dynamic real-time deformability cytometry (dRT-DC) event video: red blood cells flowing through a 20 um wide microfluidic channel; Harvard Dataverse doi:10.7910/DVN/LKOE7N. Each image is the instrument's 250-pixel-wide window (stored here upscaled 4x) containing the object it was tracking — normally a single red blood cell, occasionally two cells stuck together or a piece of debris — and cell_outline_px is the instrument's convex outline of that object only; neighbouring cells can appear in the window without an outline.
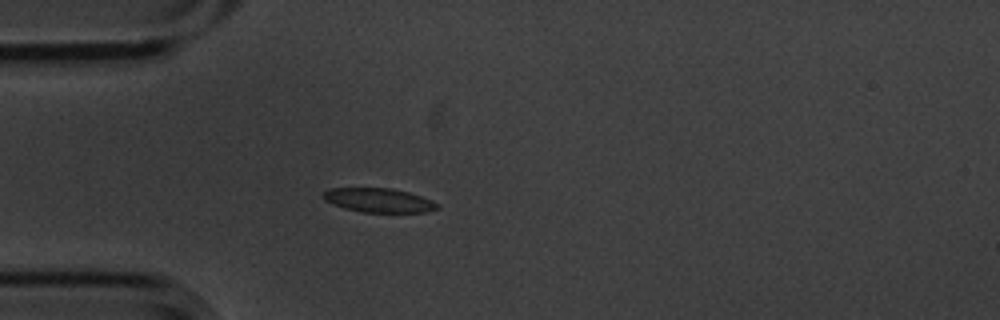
{"species": "common noctule bat (a hibernating species)", "species_latin": "Nyctalus noctula", "temperature_condition": "cold", "stored_images_in_passage": 2, "camera_frame_rate_fps": 3000, "um_per_image_px": 0.085, "animal": {"sex": "male", "body_mass_g": 20.1, "forearm_length_mm": 53.5}, "frame": {"image": 1, "passage_image": 2, "time_ms": 0.333, "image_size_px": [1000, 320], "cell_outline_px": [[440, 208], [424, 212], [364, 212], [344, 208], [324, 200], [320, 196], [328, 188], [392, 188], [408, 192], [432, 200], [440, 204]], "centroid_in_image_um": [32.19, 17.02], "position_along_channel_um": 52.8, "area_um2": 16.07}}